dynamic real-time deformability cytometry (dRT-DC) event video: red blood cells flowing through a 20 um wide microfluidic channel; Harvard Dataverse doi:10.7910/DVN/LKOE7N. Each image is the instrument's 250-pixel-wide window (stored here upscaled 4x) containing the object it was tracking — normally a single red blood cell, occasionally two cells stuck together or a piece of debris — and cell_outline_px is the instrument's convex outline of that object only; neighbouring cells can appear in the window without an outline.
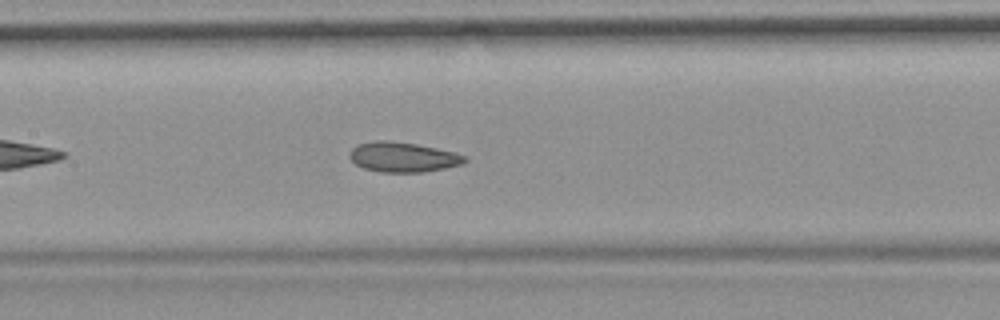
{"species": "common noctule bat (a hibernating species)", "species_latin": "Nyctalus noctula", "temperature_condition": "room temperature", "stored_images_in_passage": 42, "camera_frame_rate_fps": 3000, "um_per_image_px": 0.085, "animal": {"sex": "female", "body_mass_g": 19.9}, "frame": {"image": 1, "passage_image": 13, "time_ms": 4.0, "image_size_px": [1000, 320], "cell_outline_px": [[468, 160], [464, 164], [424, 172], [380, 172], [364, 168], [356, 164], [348, 156], [352, 148], [360, 144], [376, 140], [384, 140], [416, 144], [436, 148], [452, 152], [464, 156]], "centroid_in_image_um": [34.24, 13.36], "position_along_channel_um": 173.2, "area_um2": 19.88}, "authors_computed_cell_mechanics": {"area_um2": 20.23, "velocity_mm_per_s": 3.7039, "shape_relaxation_time_tau1_ms": null, "shape_relaxation_time_tau2_ms": 2.462, "deformation_change_tau1": null, "deformation_change_tau2": 0.0748}}